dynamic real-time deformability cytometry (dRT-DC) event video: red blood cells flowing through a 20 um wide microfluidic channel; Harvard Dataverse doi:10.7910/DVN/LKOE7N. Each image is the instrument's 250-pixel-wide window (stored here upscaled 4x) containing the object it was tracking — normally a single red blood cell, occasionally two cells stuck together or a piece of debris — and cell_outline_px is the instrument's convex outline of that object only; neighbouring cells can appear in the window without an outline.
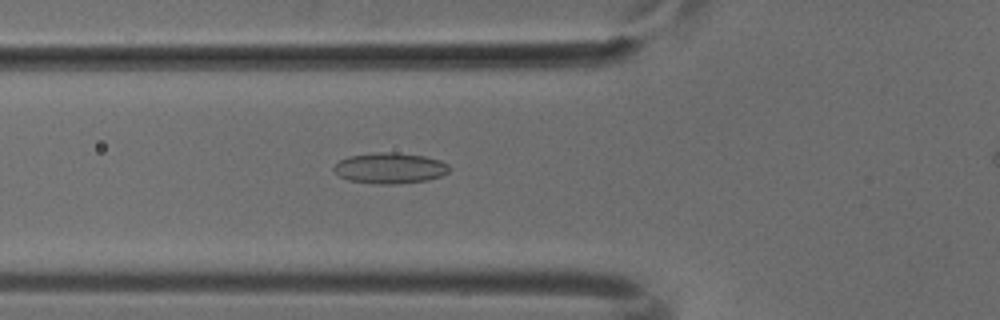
{"species": "common noctule bat (a hibernating species)", "species_latin": "Nyctalus noctula", "temperature_condition": "cold", "stored_images_in_passage": 45, "camera_frame_rate_fps": 3000, "um_per_image_px": 0.085, "animal": {"sex": "male", "body_mass_g": 18.8}, "frame": {"image": 1, "passage_image": 18, "time_ms": 5.667, "image_size_px": [1000, 320], "cell_outline_px": [[448, 172], [440, 176], [428, 180], [396, 184], [376, 184], [348, 180], [340, 176], [332, 168], [340, 160], [348, 156], [380, 152], [396, 152], [424, 156], [440, 160], [448, 164]], "centroid_in_image_um": [33.14, 14.29], "position_along_channel_um": 92.7, "area_um2": 20.63}}
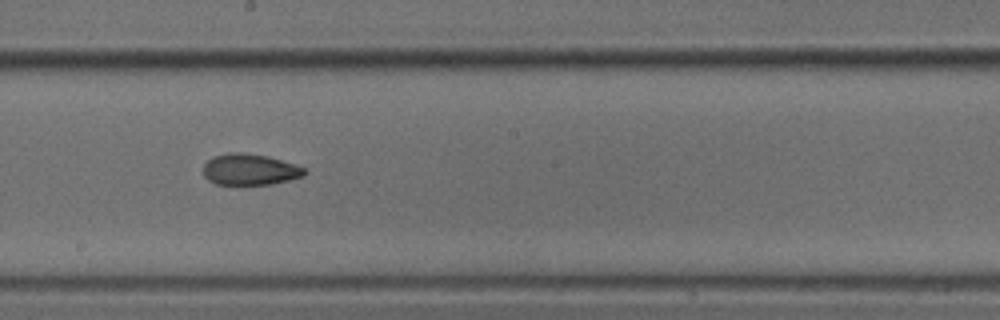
{"frame": {"image": 2, "passage_image": 28, "time_ms": 9.0, "image_size_px": [1000, 320], "cell_outline_px": [[308, 172], [304, 176], [272, 184], [216, 184], [208, 180], [204, 176], [204, 164], [212, 156], [228, 152], [244, 152], [268, 156], [296, 164], [304, 168]], "centroid_in_image_um": [21.24, 14.39], "position_along_channel_um": 227.0, "area_um2": 18.55}}
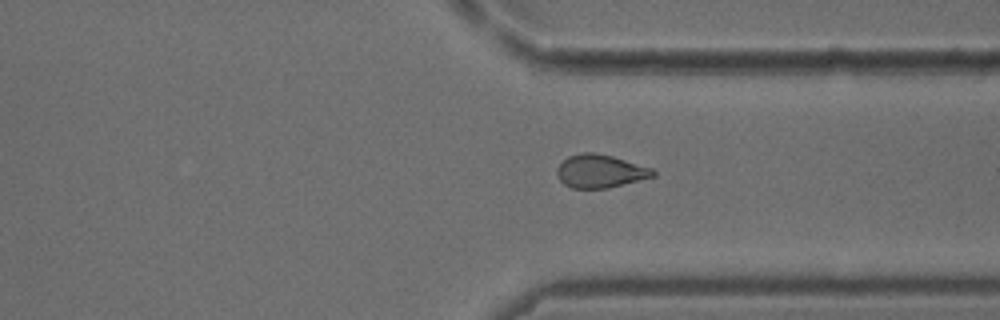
{"frame": {"image": 3, "passage_image": 38, "time_ms": 12.333, "image_size_px": [1000, 320], "cell_outline_px": [[656, 176], [608, 188], [572, 188], [564, 184], [560, 180], [556, 172], [556, 168], [568, 156], [580, 152], [592, 152], [612, 156], [652, 168], [656, 172]], "centroid_in_image_um": [51.01, 14.55], "position_along_channel_um": 360.4, "area_um2": 18.55}}